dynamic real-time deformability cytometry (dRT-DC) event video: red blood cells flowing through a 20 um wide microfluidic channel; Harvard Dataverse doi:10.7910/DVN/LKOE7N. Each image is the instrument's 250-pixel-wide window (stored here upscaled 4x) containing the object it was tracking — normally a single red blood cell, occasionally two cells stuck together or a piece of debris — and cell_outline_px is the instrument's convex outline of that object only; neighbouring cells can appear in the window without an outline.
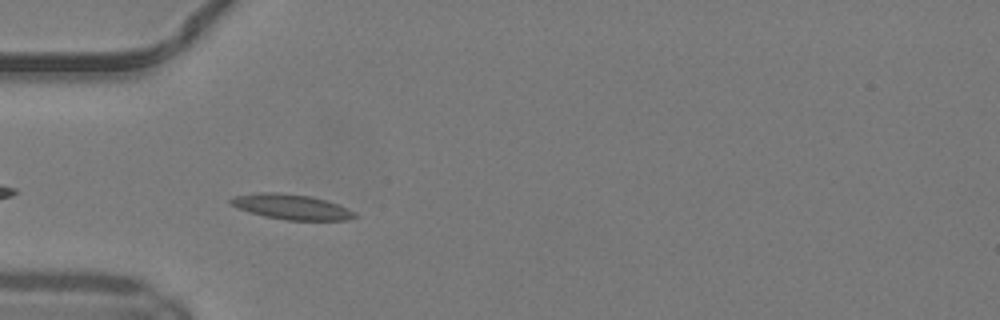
{"species": "common noctule bat (a hibernating species)", "species_latin": "Nyctalus noctula", "temperature_condition": "warm", "stored_images_in_passage": 36, "camera_frame_rate_fps": 3000, "um_per_image_px": 0.085, "animal": {"sex": "male", "body_mass_g": 19.2, "forearm_length_mm": 51.8}, "frame": {"image": 1, "passage_image": 3, "time_ms": 0.667, "image_size_px": [1000, 320], "cell_outline_px": [[356, 216], [348, 220], [284, 220], [264, 216], [236, 208], [228, 200], [236, 196], [260, 192], [276, 192], [312, 196], [348, 208], [356, 212]], "centroid_in_image_um": [24.77, 17.58], "position_along_channel_um": 60.2, "area_um2": 18.09}}
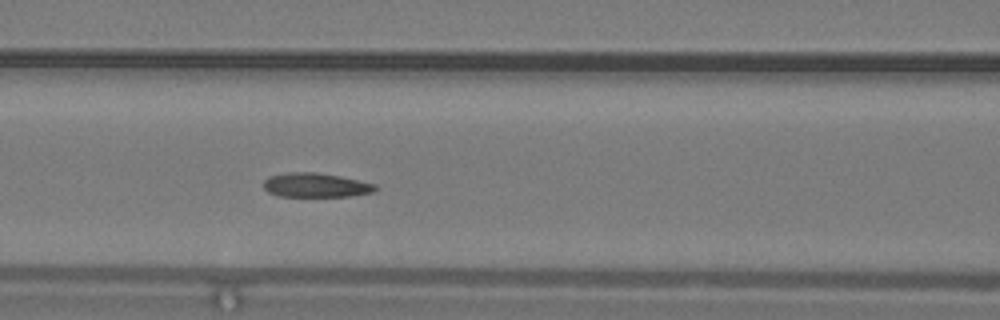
{"frame": {"image": 2, "passage_image": 9, "time_ms": 2.667, "image_size_px": [1000, 320], "cell_outline_px": [[376, 188], [372, 192], [348, 196], [280, 196], [268, 192], [264, 188], [264, 180], [268, 176], [288, 172], [316, 172], [340, 176], [376, 184]], "centroid_in_image_um": [26.8, 15.72], "position_along_channel_um": 139.8, "area_um2": 15.66}}
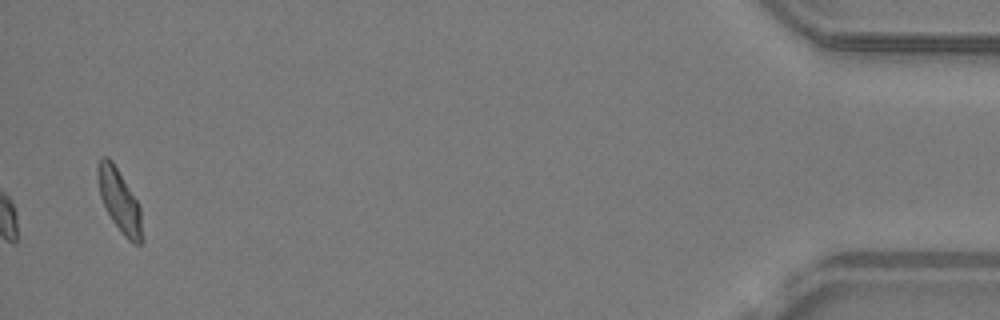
{"frame": {"image": 3, "passage_image": 36, "time_ms": 11.667, "image_size_px": [1000, 320], "cell_outline_px": [[144, 240], [140, 244], [136, 244], [128, 240], [124, 236], [112, 220], [100, 196], [96, 176], [96, 168], [100, 160], [104, 156], [108, 156], [112, 160], [140, 204]], "centroid_in_image_um": [10.18, 17.07], "position_along_channel_um": 425.0, "area_um2": 16.47}, "authors_computed_cell_mechanics": {"area_um2": 16.2996, "velocity_mm_per_s": 4.1323, "shape_relaxation_time_tau1_ms": 5.1833, "shape_relaxation_time_tau2_ms": 2.2086, "deformation_change_tau1": 0.1545, "deformation_change_tau2": 0.0869}}